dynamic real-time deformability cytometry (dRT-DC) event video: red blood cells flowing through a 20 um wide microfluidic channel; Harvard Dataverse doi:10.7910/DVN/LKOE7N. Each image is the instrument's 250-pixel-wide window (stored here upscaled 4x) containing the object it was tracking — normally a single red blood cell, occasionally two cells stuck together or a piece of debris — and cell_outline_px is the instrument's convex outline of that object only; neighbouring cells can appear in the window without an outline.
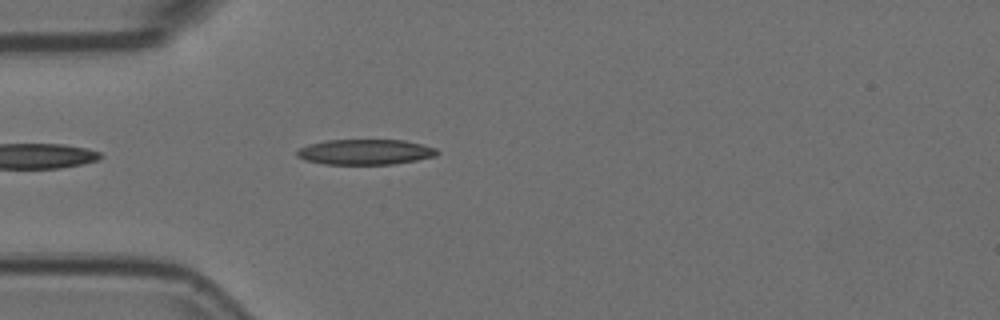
{"species": "Egyptian fruit bat (a non-hibernating species)", "species_latin": "Rousettus aegyptiacus", "temperature_condition": "room temperature", "stored_images_in_passage": 26, "camera_frame_rate_fps": 3000, "um_per_image_px": 0.085, "animal": {"sex": "female"}, "frame": {"image": 1, "passage_image": 3, "time_ms": 0.667, "image_size_px": [1000, 320], "cell_outline_px": [[440, 152], [436, 156], [416, 160], [392, 164], [324, 164], [304, 160], [296, 156], [296, 152], [300, 148], [308, 144], [324, 140], [404, 140], [436, 148]], "centroid_in_image_um": [31.02, 12.91], "position_along_channel_um": 54.0, "area_um2": 20.75}}
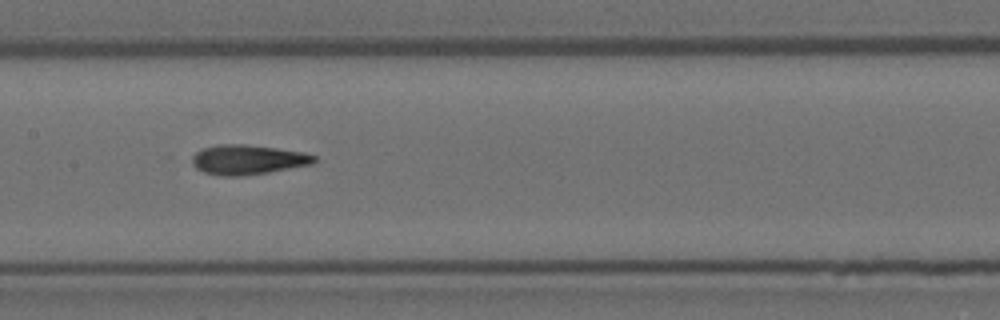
{"frame": {"image": 2, "passage_image": 14, "time_ms": 4.333, "image_size_px": [1000, 320], "cell_outline_px": [[316, 160], [312, 164], [268, 172], [240, 176], [220, 176], [204, 172], [196, 168], [192, 164], [192, 156], [196, 152], [204, 148], [216, 144], [240, 144], [276, 148], [304, 152], [316, 156]], "centroid_in_image_um": [21.04, 13.57], "position_along_channel_um": 186.4, "area_um2": 21.04}}
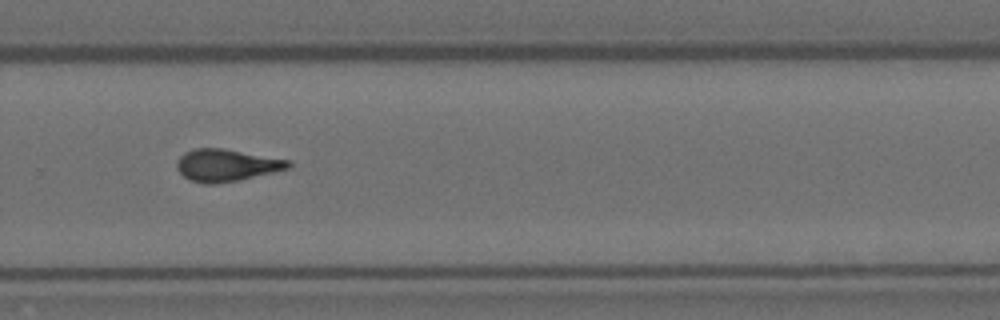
{"frame": {"image": 3, "passage_image": 24, "time_ms": 7.667, "image_size_px": [1000, 320], "cell_outline_px": [[292, 168], [240, 180], [216, 184], [204, 184], [188, 180], [176, 168], [176, 160], [184, 152], [196, 148], [224, 148], [288, 160], [292, 164]], "centroid_in_image_um": [19.23, 14.05], "position_along_channel_um": 310.6, "area_um2": 21.15}}